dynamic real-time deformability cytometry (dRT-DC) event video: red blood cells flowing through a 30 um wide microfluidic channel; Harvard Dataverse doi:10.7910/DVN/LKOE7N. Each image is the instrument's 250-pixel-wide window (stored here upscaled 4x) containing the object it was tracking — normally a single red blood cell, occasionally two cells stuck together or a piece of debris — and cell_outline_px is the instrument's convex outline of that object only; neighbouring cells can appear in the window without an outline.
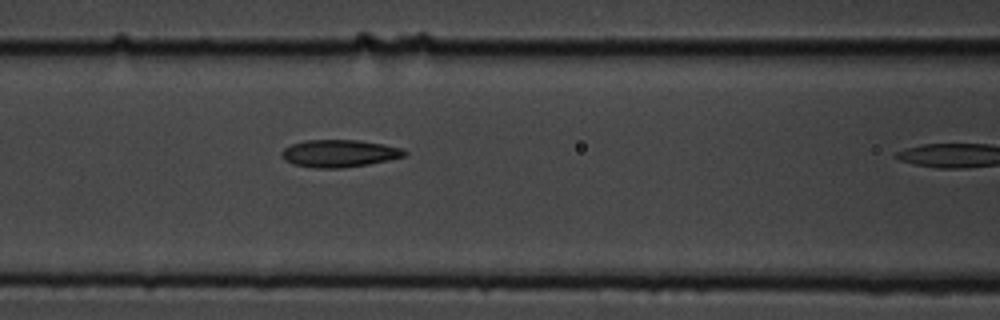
{"species": "common noctule bat (a hibernating species)", "species_latin": "Nyctalus noctula", "temperature_condition": "cold", "stored_images_in_passage": 10, "camera_frame_rate_fps": 3000, "um_per_image_px": 0.085, "animal": {"sex": "male", "body_mass_g": 19.5, "forearm_length_mm": 54.6}, "frame": {"image": 1, "passage_image": 9, "time_ms": 2.667, "image_size_px": [1000, 320], "cell_outline_px": [[408, 152], [404, 156], [388, 160], [368, 164], [344, 168], [312, 168], [292, 164], [284, 160], [280, 156], [280, 152], [284, 148], [292, 144], [304, 140], [360, 140], [384, 144], [400, 148]], "centroid_in_image_um": [28.79, 13.04], "position_along_channel_um": 137.8, "area_um2": 19.77}}